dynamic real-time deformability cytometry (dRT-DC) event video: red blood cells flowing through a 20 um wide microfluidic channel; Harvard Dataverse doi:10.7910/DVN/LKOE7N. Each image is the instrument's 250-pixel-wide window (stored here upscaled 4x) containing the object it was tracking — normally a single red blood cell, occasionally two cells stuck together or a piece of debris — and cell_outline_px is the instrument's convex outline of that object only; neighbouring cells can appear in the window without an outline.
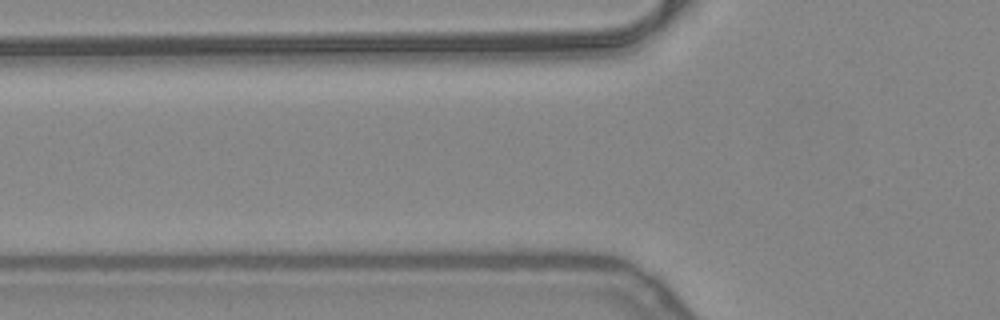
{"species": "common noctule bat (a hibernating species)", "species_latin": "Nyctalus noctula", "temperature_condition": "warm", "stored_images_in_passage": 3, "camera_frame_rate_fps": 3000, "um_per_image_px": 0.085, "animal": {"sex": "female", "body_mass_g": 24.6, "forearm_length_mm": 56.2}, "frame": {"image": 1, "passage_image": 2, "time_ms": 0.333, "image_size_px": [1000, 320], "cell_outline_px": [[596, 208], [584, 212], [504, 216], [432, 212], [432, 208], [448, 200], [568, 196], [596, 204]], "centroid_in_image_um": [43.82, 17.53], "position_along_channel_um": 82.0, "area_um2": 17.51}}